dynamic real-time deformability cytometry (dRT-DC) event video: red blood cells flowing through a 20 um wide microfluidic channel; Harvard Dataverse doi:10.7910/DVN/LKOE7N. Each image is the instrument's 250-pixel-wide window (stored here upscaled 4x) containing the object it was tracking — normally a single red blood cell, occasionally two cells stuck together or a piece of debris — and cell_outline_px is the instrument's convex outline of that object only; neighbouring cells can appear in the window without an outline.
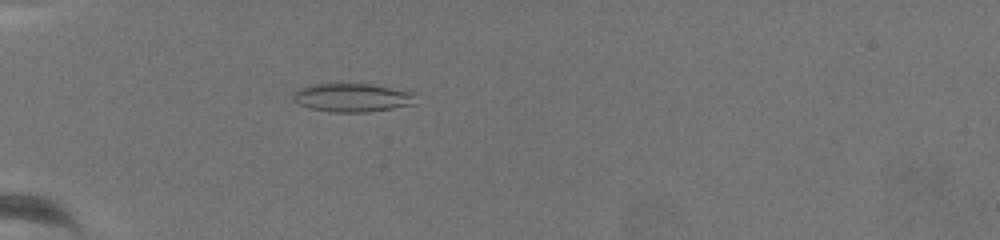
{"species": "common noctule bat (a hibernating species)", "species_latin": "Nyctalus noctula", "temperature_condition": "warm", "stored_images_in_passage": 70, "camera_frame_rate_fps": 3000, "um_per_image_px": 0.085, "animal": {"sex": "female", "body_mass_g": 19.5, "forearm_length_mm": 54.1}, "frame": {"image": 1, "passage_image": 24, "time_ms": 7.667, "image_size_px": [1000, 240], "cell_outline_px": [[416, 104], [368, 112], [332, 112], [312, 108], [300, 104], [292, 96], [300, 88], [316, 84], [368, 84], [408, 92], [412, 96]], "centroid_in_image_um": [29.91, 8.31], "position_along_channel_um": 55.1, "area_um2": 19.59}}
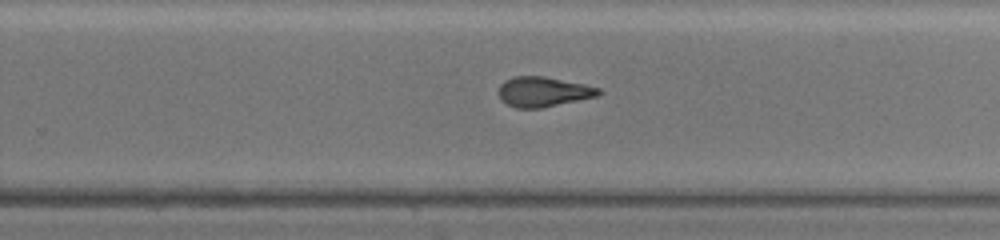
{"frame": {"image": 2, "passage_image": 48, "time_ms": 15.667, "image_size_px": [1000, 240], "cell_outline_px": [[604, 92], [596, 96], [540, 108], [516, 108], [500, 100], [500, 84], [504, 80], [512, 76], [544, 76], [584, 84], [600, 88]], "centroid_in_image_um": [46.17, 7.79], "position_along_channel_um": 283.6, "area_um2": 17.34}}
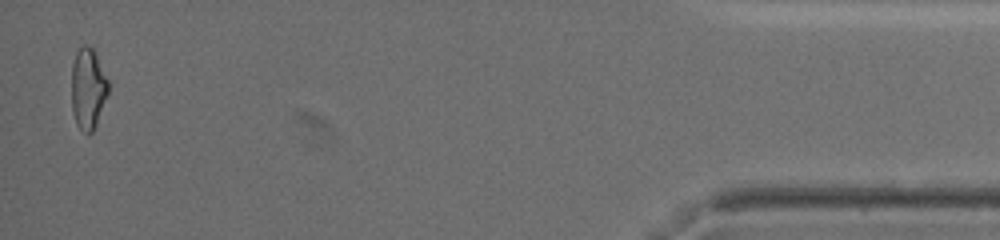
{"frame": {"image": 3, "passage_image": 69, "time_ms": 22.667, "image_size_px": [1000, 240], "cell_outline_px": [[108, 92], [96, 124], [92, 132], [88, 136], [76, 124], [72, 112], [72, 64], [76, 52], [84, 44], [88, 44], [92, 48], [108, 80]], "centroid_in_image_um": [7.46, 7.55], "position_along_channel_um": 427.7, "area_um2": 17.17}, "authors_computed_cell_mechanics": {"area_um2": 18.0047, "velocity_mm_per_s": 3.1207, "shape_relaxation_time_tau1_ms": null, "shape_relaxation_time_tau2_ms": 2.1605, "deformation_change_tau1": null, "deformation_change_tau2": 0.1002}}